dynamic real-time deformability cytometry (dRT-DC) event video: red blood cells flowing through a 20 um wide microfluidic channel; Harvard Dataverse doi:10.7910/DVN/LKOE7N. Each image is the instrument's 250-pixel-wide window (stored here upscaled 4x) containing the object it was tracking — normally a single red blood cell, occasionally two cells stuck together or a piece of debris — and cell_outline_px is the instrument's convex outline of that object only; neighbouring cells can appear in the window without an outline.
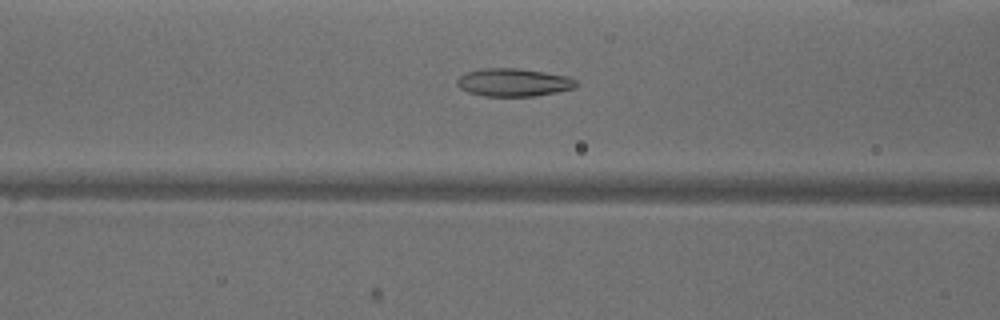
{"species": "common noctule bat (a hibernating species)", "species_latin": "Nyctalus noctula", "temperature_condition": "warm", "stored_images_in_passage": 50, "camera_frame_rate_fps": 3000, "um_per_image_px": 0.085, "animal": {"sex": "male", "body_mass_g": 18.8}, "frame": {"image": 1, "passage_image": 19, "time_ms": 6.0, "image_size_px": [1000, 320], "cell_outline_px": [[580, 84], [572, 88], [556, 92], [532, 96], [484, 96], [468, 92], [460, 88], [456, 84], [456, 80], [460, 76], [468, 72], [484, 68], [516, 68], [568, 76], [576, 80]], "centroid_in_image_um": [43.64, 7.0], "position_along_channel_um": 123.0, "area_um2": 19.25}}
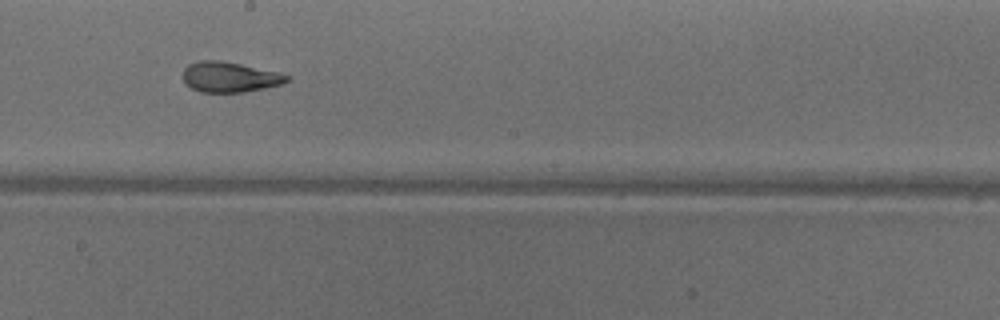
{"frame": {"image": 2, "passage_image": 27, "time_ms": 8.667, "image_size_px": [1000, 320], "cell_outline_px": [[288, 80], [280, 84], [264, 88], [244, 92], [200, 92], [184, 84], [184, 68], [188, 64], [200, 60], [220, 60], [280, 72], [288, 76]], "centroid_in_image_um": [19.49, 6.54], "position_along_channel_um": 228.7, "area_um2": 18.26}}
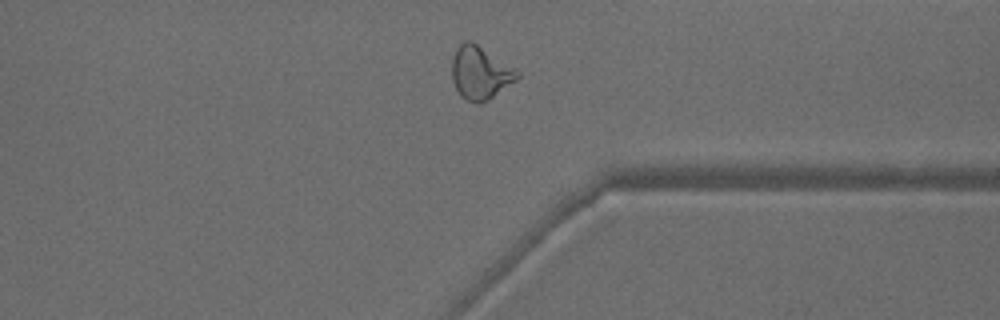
{"frame": {"image": 3, "passage_image": 38, "time_ms": 12.333, "image_size_px": [1000, 320], "cell_outline_px": [[520, 76], [516, 80], [488, 100], [480, 104], [476, 104], [464, 100], [460, 96], [452, 80], [452, 60], [456, 48], [464, 40], [472, 40], [516, 68], [520, 72]], "centroid_in_image_um": [40.81, 6.18], "position_along_channel_um": 370.6, "area_um2": 20.52}, "authors_computed_cell_mechanics": {"area_um2": 20.6057, "velocity_mm_per_s": 3.9657, "shape_relaxation_time_tau1_ms": null, "shape_relaxation_time_tau2_ms": 1.9752, "deformation_change_tau1": null, "deformation_change_tau2": 0.0968}}